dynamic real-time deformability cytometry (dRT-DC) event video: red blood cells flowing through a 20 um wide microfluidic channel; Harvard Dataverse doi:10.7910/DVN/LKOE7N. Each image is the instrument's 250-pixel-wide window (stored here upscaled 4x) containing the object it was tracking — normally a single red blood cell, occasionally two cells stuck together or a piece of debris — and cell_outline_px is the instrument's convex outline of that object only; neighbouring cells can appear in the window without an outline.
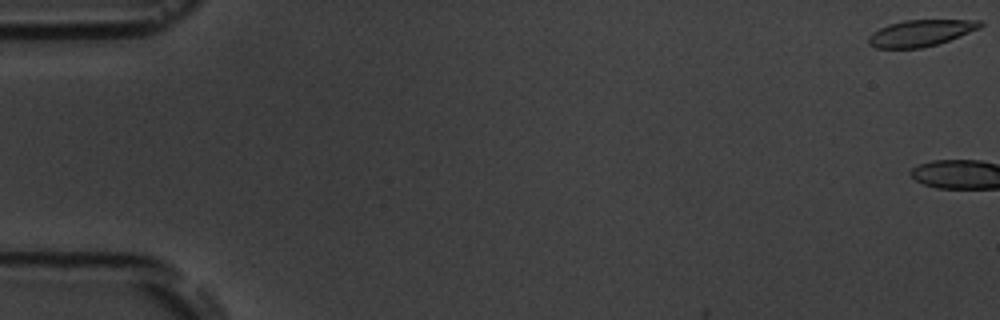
{"species": "common noctule bat (a hibernating species)", "species_latin": "Nyctalus noctula", "temperature_condition": "room temperature", "stored_images_in_passage": 10, "camera_frame_rate_fps": 3000, "um_per_image_px": 0.085, "animal": {"sex": "male", "body_mass_g": 19.5, "forearm_length_mm": 54.6}, "frame": {"image": 1, "passage_image": 1, "time_ms": 0.0, "image_size_px": [1000, 320], "cell_outline_px": [[984, 24], [980, 28], [948, 40], [936, 44], [920, 48], [876, 48], [868, 44], [868, 36], [872, 32], [888, 24], [904, 20], [984, 20]], "centroid_in_image_um": [78.24, 2.8], "position_along_channel_um": 6.8, "area_um2": 17.17}}
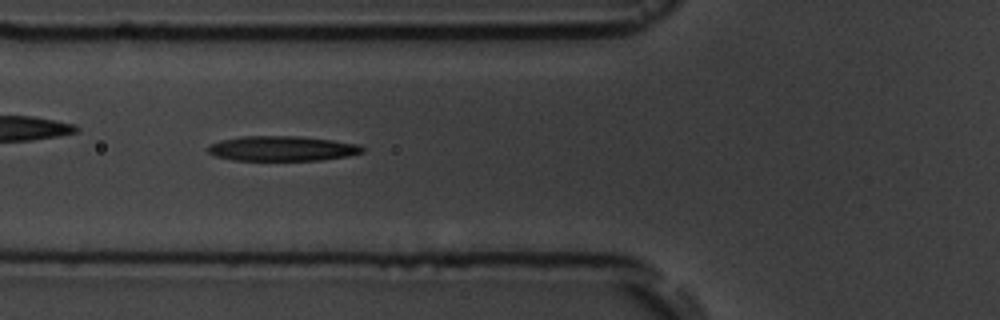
{"frame": {"image": 2, "passage_image": 7, "time_ms": 7.667, "image_size_px": [1000, 320], "cell_outline_px": [[364, 152], [348, 156], [320, 160], [232, 160], [216, 156], [208, 152], [208, 144], [220, 140], [244, 136], [300, 136], [332, 140], [360, 144], [364, 148]], "centroid_in_image_um": [23.99, 12.62], "position_along_channel_um": 101.8, "area_um2": 22.54}}
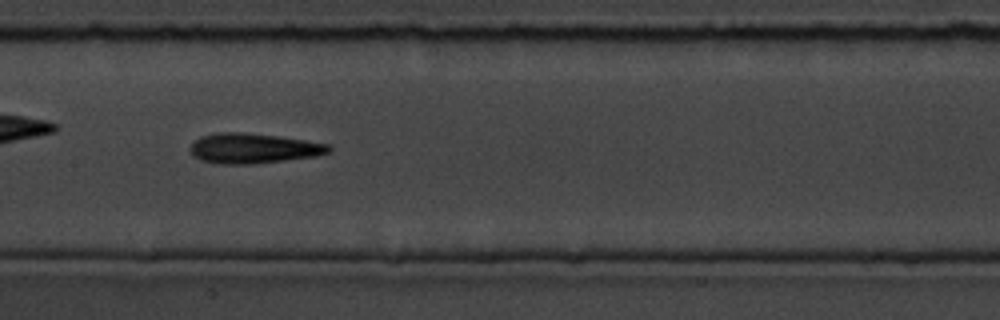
{"frame": {"image": 3, "passage_image": 9, "time_ms": 10.0, "image_size_px": [1000, 320], "cell_outline_px": [[332, 148], [328, 152], [316, 156], [252, 164], [224, 164], [200, 160], [192, 156], [188, 148], [200, 136], [220, 132], [240, 132], [280, 136], [328, 144]], "centroid_in_image_um": [21.49, 12.6], "position_along_channel_um": 185.9, "area_um2": 24.22}}